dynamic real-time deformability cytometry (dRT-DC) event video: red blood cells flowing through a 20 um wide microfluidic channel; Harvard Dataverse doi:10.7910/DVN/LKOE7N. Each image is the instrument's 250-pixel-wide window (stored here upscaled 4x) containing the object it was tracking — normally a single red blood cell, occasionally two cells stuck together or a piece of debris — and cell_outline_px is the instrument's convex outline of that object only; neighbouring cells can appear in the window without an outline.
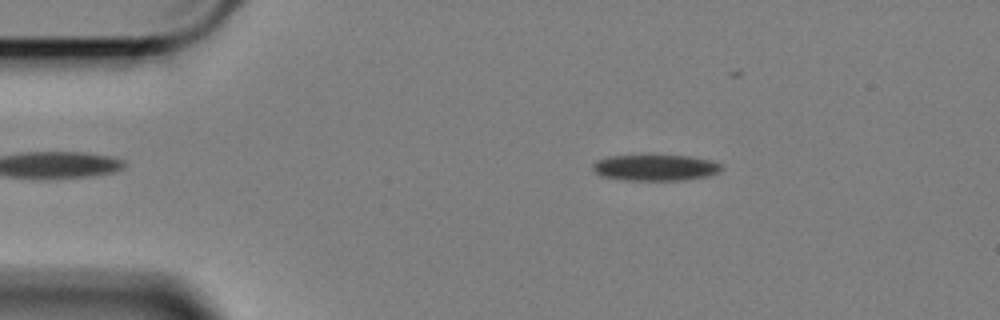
{"species": "Egyptian fruit bat (a non-hibernating species)", "species_latin": "Rousettus aegyptiacus", "temperature_condition": "cold", "stored_images_in_passage": 52, "camera_frame_rate_fps": 3000, "um_per_image_px": 0.085, "animal": {"sex": "female"}, "frame": {"image": 1, "passage_image": 2, "time_ms": 0.333, "image_size_px": [1000, 320], "cell_outline_px": [[720, 172], [708, 176], [684, 180], [624, 180], [600, 176], [592, 168], [592, 164], [596, 160], [608, 156], [688, 156], [712, 160], [720, 164]], "centroid_in_image_um": [55.68, 14.26], "position_along_channel_um": 29.3, "area_um2": 19.48}}
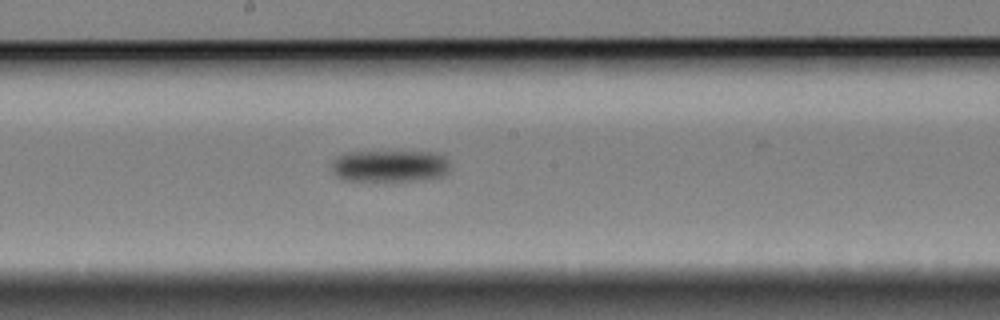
{"frame": {"image": 2, "passage_image": 23, "time_ms": 7.333, "image_size_px": [1000, 320], "cell_outline_px": [[448, 172], [444, 176], [420, 180], [344, 180], [336, 176], [332, 172], [332, 160], [336, 156], [344, 152], [436, 152], [444, 156], [448, 160]], "centroid_in_image_um": [33.11, 14.1], "position_along_channel_um": 215.1, "area_um2": 22.08}}
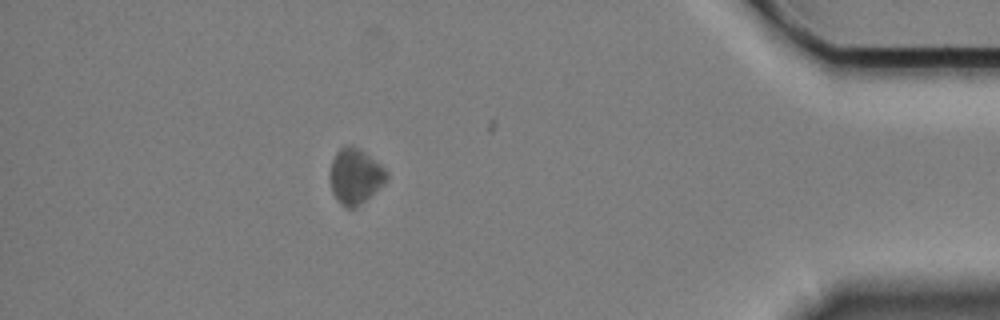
{"frame": {"image": 3, "passage_image": 44, "time_ms": 14.333, "image_size_px": [1000, 320], "cell_outline_px": [[388, 176], [384, 184], [356, 208], [344, 208], [336, 200], [332, 192], [328, 176], [328, 172], [332, 160], [336, 152], [340, 148], [348, 144], [352, 144], [360, 148], [380, 164], [388, 172]], "centroid_in_image_um": [30.16, 14.98], "position_along_channel_um": 405.0, "area_um2": 18.73}, "authors_computed_cell_mechanics": {"area_um2": 21.1837, "velocity_mm_per_s": 3.3626, "shape_relaxation_time_tau1_ms": 1.2356, "shape_relaxation_time_tau2_ms": null, "deformation_change_tau1": 0.0518, "deformation_change_tau2": null}}